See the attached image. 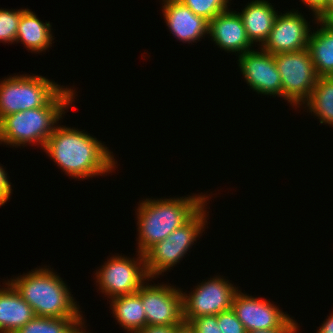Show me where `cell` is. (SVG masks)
Instances as JSON below:
<instances>
[{
    "instance_id": "d4e9b609",
    "label": "cell",
    "mask_w": 333,
    "mask_h": 333,
    "mask_svg": "<svg viewBox=\"0 0 333 333\" xmlns=\"http://www.w3.org/2000/svg\"><path fill=\"white\" fill-rule=\"evenodd\" d=\"M25 9H0V42L15 43L18 23Z\"/></svg>"
},
{
    "instance_id": "9c48e42d",
    "label": "cell",
    "mask_w": 333,
    "mask_h": 333,
    "mask_svg": "<svg viewBox=\"0 0 333 333\" xmlns=\"http://www.w3.org/2000/svg\"><path fill=\"white\" fill-rule=\"evenodd\" d=\"M182 290L170 285L141 286L147 325H178L183 321Z\"/></svg>"
},
{
    "instance_id": "277c9868",
    "label": "cell",
    "mask_w": 333,
    "mask_h": 333,
    "mask_svg": "<svg viewBox=\"0 0 333 333\" xmlns=\"http://www.w3.org/2000/svg\"><path fill=\"white\" fill-rule=\"evenodd\" d=\"M40 317H83L67 285L52 269L39 267L8 280ZM72 295V296H71Z\"/></svg>"
},
{
    "instance_id": "8fae6325",
    "label": "cell",
    "mask_w": 333,
    "mask_h": 333,
    "mask_svg": "<svg viewBox=\"0 0 333 333\" xmlns=\"http://www.w3.org/2000/svg\"><path fill=\"white\" fill-rule=\"evenodd\" d=\"M240 71L248 86L258 94L282 97L281 75L274 55L254 49L238 56Z\"/></svg>"
},
{
    "instance_id": "52a82bcc",
    "label": "cell",
    "mask_w": 333,
    "mask_h": 333,
    "mask_svg": "<svg viewBox=\"0 0 333 333\" xmlns=\"http://www.w3.org/2000/svg\"><path fill=\"white\" fill-rule=\"evenodd\" d=\"M137 256V259H131L117 254L104 262L95 273L100 292L112 299L136 293L145 281H151L146 271L144 254L138 252Z\"/></svg>"
},
{
    "instance_id": "d590c367",
    "label": "cell",
    "mask_w": 333,
    "mask_h": 333,
    "mask_svg": "<svg viewBox=\"0 0 333 333\" xmlns=\"http://www.w3.org/2000/svg\"><path fill=\"white\" fill-rule=\"evenodd\" d=\"M333 28V13L325 20Z\"/></svg>"
},
{
    "instance_id": "30bf717a",
    "label": "cell",
    "mask_w": 333,
    "mask_h": 333,
    "mask_svg": "<svg viewBox=\"0 0 333 333\" xmlns=\"http://www.w3.org/2000/svg\"><path fill=\"white\" fill-rule=\"evenodd\" d=\"M280 14L276 16L267 40L259 49L275 55L308 48L310 22L297 11Z\"/></svg>"
},
{
    "instance_id": "3957f363",
    "label": "cell",
    "mask_w": 333,
    "mask_h": 333,
    "mask_svg": "<svg viewBox=\"0 0 333 333\" xmlns=\"http://www.w3.org/2000/svg\"><path fill=\"white\" fill-rule=\"evenodd\" d=\"M74 91L64 87L45 107L4 116L0 120V144L25 147L35 143L43 149L65 110L75 101Z\"/></svg>"
},
{
    "instance_id": "2e32d148",
    "label": "cell",
    "mask_w": 333,
    "mask_h": 333,
    "mask_svg": "<svg viewBox=\"0 0 333 333\" xmlns=\"http://www.w3.org/2000/svg\"><path fill=\"white\" fill-rule=\"evenodd\" d=\"M273 7L266 0H253L245 6L242 12H238L252 44L259 42L258 45L262 46L267 40L278 15Z\"/></svg>"
},
{
    "instance_id": "4316f807",
    "label": "cell",
    "mask_w": 333,
    "mask_h": 333,
    "mask_svg": "<svg viewBox=\"0 0 333 333\" xmlns=\"http://www.w3.org/2000/svg\"><path fill=\"white\" fill-rule=\"evenodd\" d=\"M196 333H222L218 326V315H203L190 321Z\"/></svg>"
},
{
    "instance_id": "4dcf8cb0",
    "label": "cell",
    "mask_w": 333,
    "mask_h": 333,
    "mask_svg": "<svg viewBox=\"0 0 333 333\" xmlns=\"http://www.w3.org/2000/svg\"><path fill=\"white\" fill-rule=\"evenodd\" d=\"M176 325H146L134 333H174Z\"/></svg>"
},
{
    "instance_id": "f1b7e54d",
    "label": "cell",
    "mask_w": 333,
    "mask_h": 333,
    "mask_svg": "<svg viewBox=\"0 0 333 333\" xmlns=\"http://www.w3.org/2000/svg\"><path fill=\"white\" fill-rule=\"evenodd\" d=\"M11 186L5 169L0 165V206H3L10 199L12 193Z\"/></svg>"
},
{
    "instance_id": "ac0fdd59",
    "label": "cell",
    "mask_w": 333,
    "mask_h": 333,
    "mask_svg": "<svg viewBox=\"0 0 333 333\" xmlns=\"http://www.w3.org/2000/svg\"><path fill=\"white\" fill-rule=\"evenodd\" d=\"M320 29L310 32L308 49L319 77L333 76V28L325 21L317 20Z\"/></svg>"
},
{
    "instance_id": "603a6c76",
    "label": "cell",
    "mask_w": 333,
    "mask_h": 333,
    "mask_svg": "<svg viewBox=\"0 0 333 333\" xmlns=\"http://www.w3.org/2000/svg\"><path fill=\"white\" fill-rule=\"evenodd\" d=\"M206 208L204 205L187 223L175 229L165 240L171 241L175 246H183V249H189L205 229L204 225H206V218L208 217Z\"/></svg>"
},
{
    "instance_id": "7402d4cb",
    "label": "cell",
    "mask_w": 333,
    "mask_h": 333,
    "mask_svg": "<svg viewBox=\"0 0 333 333\" xmlns=\"http://www.w3.org/2000/svg\"><path fill=\"white\" fill-rule=\"evenodd\" d=\"M84 323L83 317L51 318L35 316L15 333H73Z\"/></svg>"
},
{
    "instance_id": "d6a6232c",
    "label": "cell",
    "mask_w": 333,
    "mask_h": 333,
    "mask_svg": "<svg viewBox=\"0 0 333 333\" xmlns=\"http://www.w3.org/2000/svg\"><path fill=\"white\" fill-rule=\"evenodd\" d=\"M316 333H333V313L328 316V319L323 322Z\"/></svg>"
},
{
    "instance_id": "7c38bea8",
    "label": "cell",
    "mask_w": 333,
    "mask_h": 333,
    "mask_svg": "<svg viewBox=\"0 0 333 333\" xmlns=\"http://www.w3.org/2000/svg\"><path fill=\"white\" fill-rule=\"evenodd\" d=\"M231 308L247 332L280 328L290 318L270 300L255 298L240 290L235 294Z\"/></svg>"
},
{
    "instance_id": "83f0119b",
    "label": "cell",
    "mask_w": 333,
    "mask_h": 333,
    "mask_svg": "<svg viewBox=\"0 0 333 333\" xmlns=\"http://www.w3.org/2000/svg\"><path fill=\"white\" fill-rule=\"evenodd\" d=\"M315 15V21L327 19V0H301Z\"/></svg>"
},
{
    "instance_id": "6da1fadb",
    "label": "cell",
    "mask_w": 333,
    "mask_h": 333,
    "mask_svg": "<svg viewBox=\"0 0 333 333\" xmlns=\"http://www.w3.org/2000/svg\"><path fill=\"white\" fill-rule=\"evenodd\" d=\"M104 146L84 130L62 125L55 127L43 150L68 176L88 179L117 168L113 152Z\"/></svg>"
},
{
    "instance_id": "5bb4252c",
    "label": "cell",
    "mask_w": 333,
    "mask_h": 333,
    "mask_svg": "<svg viewBox=\"0 0 333 333\" xmlns=\"http://www.w3.org/2000/svg\"><path fill=\"white\" fill-rule=\"evenodd\" d=\"M162 12L169 31L178 40L194 43L208 34L209 22L194 14L179 0H162Z\"/></svg>"
},
{
    "instance_id": "ba28073f",
    "label": "cell",
    "mask_w": 333,
    "mask_h": 333,
    "mask_svg": "<svg viewBox=\"0 0 333 333\" xmlns=\"http://www.w3.org/2000/svg\"><path fill=\"white\" fill-rule=\"evenodd\" d=\"M237 291L238 287L221 276L202 281L190 294L182 293L183 320L190 322L199 316L218 315L231 309Z\"/></svg>"
},
{
    "instance_id": "ffe728a7",
    "label": "cell",
    "mask_w": 333,
    "mask_h": 333,
    "mask_svg": "<svg viewBox=\"0 0 333 333\" xmlns=\"http://www.w3.org/2000/svg\"><path fill=\"white\" fill-rule=\"evenodd\" d=\"M190 249L175 246L169 240L155 243L145 253V266L149 278L154 279L182 260Z\"/></svg>"
},
{
    "instance_id": "5b68a950",
    "label": "cell",
    "mask_w": 333,
    "mask_h": 333,
    "mask_svg": "<svg viewBox=\"0 0 333 333\" xmlns=\"http://www.w3.org/2000/svg\"><path fill=\"white\" fill-rule=\"evenodd\" d=\"M63 88L42 75L5 78L0 81V120L12 113L45 107Z\"/></svg>"
},
{
    "instance_id": "836d02e7",
    "label": "cell",
    "mask_w": 333,
    "mask_h": 333,
    "mask_svg": "<svg viewBox=\"0 0 333 333\" xmlns=\"http://www.w3.org/2000/svg\"><path fill=\"white\" fill-rule=\"evenodd\" d=\"M333 13V0H327V18Z\"/></svg>"
},
{
    "instance_id": "44dd1931",
    "label": "cell",
    "mask_w": 333,
    "mask_h": 333,
    "mask_svg": "<svg viewBox=\"0 0 333 333\" xmlns=\"http://www.w3.org/2000/svg\"><path fill=\"white\" fill-rule=\"evenodd\" d=\"M321 124L333 127V76L318 77L310 97L304 103Z\"/></svg>"
},
{
    "instance_id": "e0dca14e",
    "label": "cell",
    "mask_w": 333,
    "mask_h": 333,
    "mask_svg": "<svg viewBox=\"0 0 333 333\" xmlns=\"http://www.w3.org/2000/svg\"><path fill=\"white\" fill-rule=\"evenodd\" d=\"M50 22H42L30 9L25 8L18 23L15 42H21L33 53H39L52 46L54 36Z\"/></svg>"
},
{
    "instance_id": "8992f818",
    "label": "cell",
    "mask_w": 333,
    "mask_h": 333,
    "mask_svg": "<svg viewBox=\"0 0 333 333\" xmlns=\"http://www.w3.org/2000/svg\"><path fill=\"white\" fill-rule=\"evenodd\" d=\"M274 60L281 75L282 98L299 108L310 97L319 77L309 49L278 53Z\"/></svg>"
},
{
    "instance_id": "d6986e66",
    "label": "cell",
    "mask_w": 333,
    "mask_h": 333,
    "mask_svg": "<svg viewBox=\"0 0 333 333\" xmlns=\"http://www.w3.org/2000/svg\"><path fill=\"white\" fill-rule=\"evenodd\" d=\"M111 300L109 302H111L113 316L127 333H134L147 325L141 300V288L136 293L117 296Z\"/></svg>"
},
{
    "instance_id": "cb8c5ba5",
    "label": "cell",
    "mask_w": 333,
    "mask_h": 333,
    "mask_svg": "<svg viewBox=\"0 0 333 333\" xmlns=\"http://www.w3.org/2000/svg\"><path fill=\"white\" fill-rule=\"evenodd\" d=\"M194 14L210 22L215 16L228 10L229 0H179Z\"/></svg>"
},
{
    "instance_id": "4fadbf2b",
    "label": "cell",
    "mask_w": 333,
    "mask_h": 333,
    "mask_svg": "<svg viewBox=\"0 0 333 333\" xmlns=\"http://www.w3.org/2000/svg\"><path fill=\"white\" fill-rule=\"evenodd\" d=\"M208 34L218 48L220 47L227 53L237 52L239 53L237 55H242L251 51L253 47L247 37L241 17L236 11L228 9L215 16L209 22Z\"/></svg>"
},
{
    "instance_id": "7a4b0ae2",
    "label": "cell",
    "mask_w": 333,
    "mask_h": 333,
    "mask_svg": "<svg viewBox=\"0 0 333 333\" xmlns=\"http://www.w3.org/2000/svg\"><path fill=\"white\" fill-rule=\"evenodd\" d=\"M208 197H177L141 200L137 210L138 252L144 254L155 243L163 241L175 229L187 223L204 205Z\"/></svg>"
},
{
    "instance_id": "9a60e30c",
    "label": "cell",
    "mask_w": 333,
    "mask_h": 333,
    "mask_svg": "<svg viewBox=\"0 0 333 333\" xmlns=\"http://www.w3.org/2000/svg\"><path fill=\"white\" fill-rule=\"evenodd\" d=\"M0 288V333H15L36 315L9 281Z\"/></svg>"
},
{
    "instance_id": "e575fe53",
    "label": "cell",
    "mask_w": 333,
    "mask_h": 333,
    "mask_svg": "<svg viewBox=\"0 0 333 333\" xmlns=\"http://www.w3.org/2000/svg\"><path fill=\"white\" fill-rule=\"evenodd\" d=\"M83 325L85 327V323L81 324L73 333H90V332H86V330L83 328ZM84 329V330H82Z\"/></svg>"
},
{
    "instance_id": "f546056e",
    "label": "cell",
    "mask_w": 333,
    "mask_h": 333,
    "mask_svg": "<svg viewBox=\"0 0 333 333\" xmlns=\"http://www.w3.org/2000/svg\"><path fill=\"white\" fill-rule=\"evenodd\" d=\"M292 318L293 317L289 318L280 328L255 330V331H249L247 333H299L298 323H296V321L293 320Z\"/></svg>"
},
{
    "instance_id": "484cf974",
    "label": "cell",
    "mask_w": 333,
    "mask_h": 333,
    "mask_svg": "<svg viewBox=\"0 0 333 333\" xmlns=\"http://www.w3.org/2000/svg\"><path fill=\"white\" fill-rule=\"evenodd\" d=\"M218 326L222 333H247L232 308L218 314Z\"/></svg>"
},
{
    "instance_id": "1f68e13d",
    "label": "cell",
    "mask_w": 333,
    "mask_h": 333,
    "mask_svg": "<svg viewBox=\"0 0 333 333\" xmlns=\"http://www.w3.org/2000/svg\"><path fill=\"white\" fill-rule=\"evenodd\" d=\"M174 333H196V330L190 322L183 320L180 324L176 325Z\"/></svg>"
}]
</instances>
